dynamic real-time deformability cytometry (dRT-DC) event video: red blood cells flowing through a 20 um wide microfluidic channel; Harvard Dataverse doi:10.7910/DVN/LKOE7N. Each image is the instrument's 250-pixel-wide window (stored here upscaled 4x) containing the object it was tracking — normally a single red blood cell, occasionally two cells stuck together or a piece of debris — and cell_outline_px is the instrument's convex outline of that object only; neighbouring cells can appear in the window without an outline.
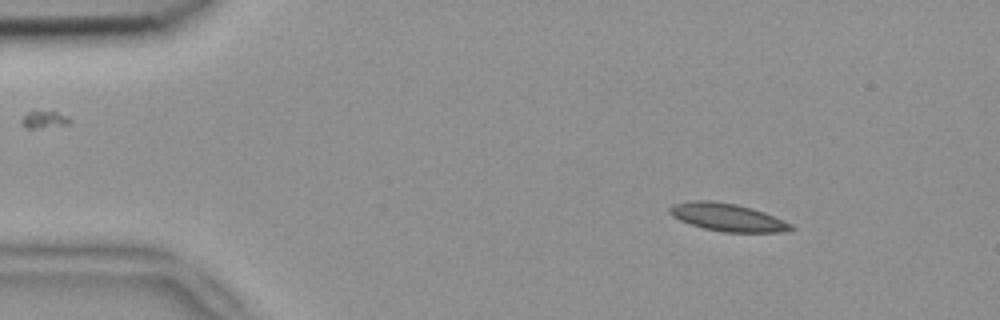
{"species": "common noctule bat (a hibernating species)", "species_latin": "Nyctalus noctula", "temperature_condition": "room temperature", "stored_images_in_passage": 3, "camera_frame_rate_fps": 3000, "um_per_image_px": 0.085, "animal": {"sex": "female", "body_mass_g": 18.4}, "frame": {"image": 1, "passage_image": 1, "time_ms": 0.0, "image_size_px": [1000, 320], "cell_outline_px": [[796, 228], [788, 232], [724, 232], [704, 228], [680, 220], [672, 216], [668, 212], [668, 208], [672, 204], [692, 200], [712, 200], [736, 204], [752, 208], [764, 212], [784, 220], [792, 224]], "centroid_in_image_um": [61.85, 18.46], "position_along_channel_um": 23.2, "area_um2": 19.77}}